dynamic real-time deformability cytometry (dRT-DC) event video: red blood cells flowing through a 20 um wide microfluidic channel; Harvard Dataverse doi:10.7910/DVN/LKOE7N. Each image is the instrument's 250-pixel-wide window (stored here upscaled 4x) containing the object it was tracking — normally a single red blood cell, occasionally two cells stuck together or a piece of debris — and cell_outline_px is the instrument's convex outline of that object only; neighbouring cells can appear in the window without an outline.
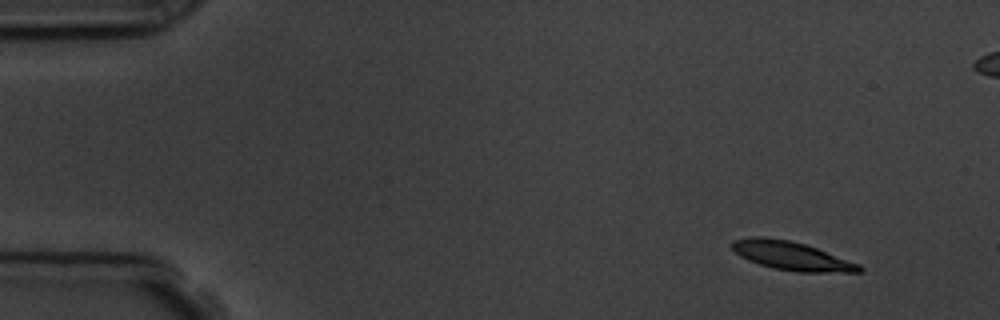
{"species": "common noctule bat (a hibernating species)", "species_latin": "Nyctalus noctula", "temperature_condition": "room temperature", "stored_images_in_passage": 4, "camera_frame_rate_fps": 3000, "um_per_image_px": 0.085, "animal": {"sex": "male", "body_mass_g": 19.5, "forearm_length_mm": 54.6}, "frame": {"image": 1, "passage_image": 1, "time_ms": 0.0, "image_size_px": [1000, 320], "cell_outline_px": [[864, 268], [860, 272], [796, 272], [772, 268], [748, 260], [740, 256], [732, 248], [732, 240], [748, 236], [764, 236], [788, 240], [804, 244], [816, 248], [860, 264]], "centroid_in_image_um": [67.25, 21.74], "position_along_channel_um": 17.7, "area_um2": 21.21}}